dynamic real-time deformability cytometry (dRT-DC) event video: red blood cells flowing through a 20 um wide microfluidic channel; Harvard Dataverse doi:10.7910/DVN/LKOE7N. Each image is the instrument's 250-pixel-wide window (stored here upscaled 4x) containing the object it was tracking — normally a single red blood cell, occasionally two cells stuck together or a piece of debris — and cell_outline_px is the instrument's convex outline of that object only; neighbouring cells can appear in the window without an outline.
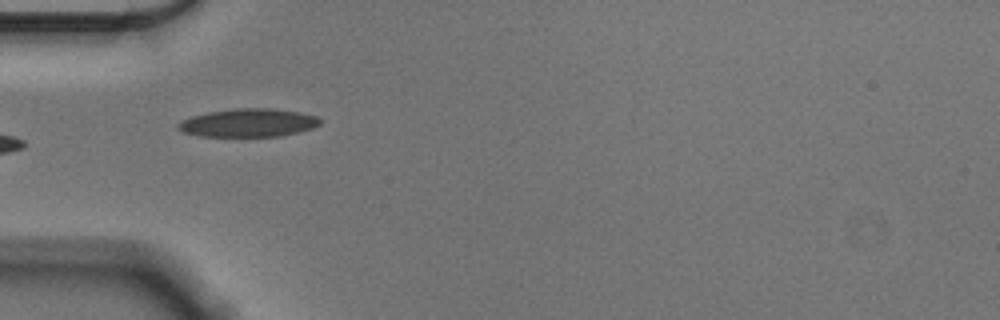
{"species": "Egyptian fruit bat (a non-hibernating species)", "species_latin": "Rousettus aegyptiacus", "temperature_condition": "cold", "stored_images_in_passage": 38, "camera_frame_rate_fps": 3000, "um_per_image_px": 0.085, "animal": {"sex": "male"}, "frame": {"image": 1, "passage_image": 1, "time_ms": 0.0, "image_size_px": [1000, 320], "cell_outline_px": [[324, 120], [320, 124], [312, 128], [280, 136], [200, 136], [184, 132], [176, 128], [176, 124], [180, 120], [192, 116], [208, 112], [236, 108], [272, 108], [300, 112], [316, 116]], "centroid_in_image_um": [21.1, 10.43], "position_along_channel_um": 63.9, "area_um2": 23.41}, "authors_computed_cell_mechanics": {"area_um2": 24.4783, "velocity_mm_per_s": 3.585, "shape_relaxation_time_tau1_ms": 7.6089, "shape_relaxation_time_tau2_ms": 2.1512, "deformation_change_tau1": 0.1843, "deformation_change_tau2": 0.0926}}